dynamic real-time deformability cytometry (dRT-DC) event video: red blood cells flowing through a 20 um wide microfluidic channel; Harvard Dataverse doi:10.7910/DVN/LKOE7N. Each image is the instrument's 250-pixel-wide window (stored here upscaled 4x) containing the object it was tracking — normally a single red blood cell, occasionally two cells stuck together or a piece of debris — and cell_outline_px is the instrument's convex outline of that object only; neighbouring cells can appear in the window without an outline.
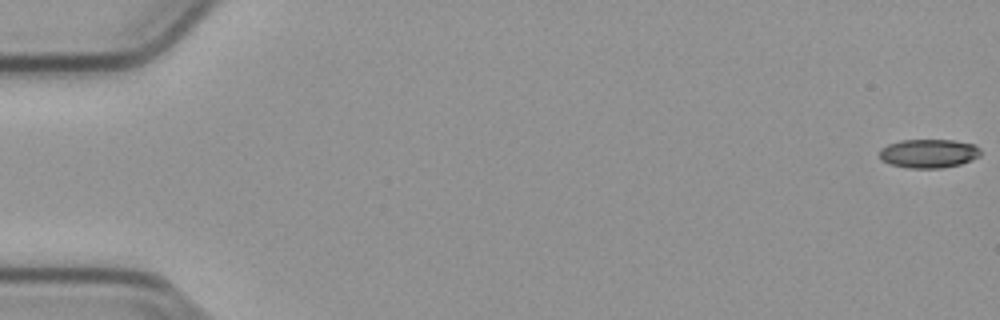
{"species": "common noctule bat (a hibernating species)", "species_latin": "Nyctalus noctula", "temperature_condition": "cold", "stored_images_in_passage": 14, "camera_frame_rate_fps": 3000, "um_per_image_px": 0.085, "animal": {"sex": "male", "body_mass_g": 23.1, "forearm_length_mm": 52.7}, "frame": {"image": 1, "passage_image": 1, "time_ms": 0.0, "image_size_px": [1000, 320], "cell_outline_px": [[980, 156], [972, 160], [960, 164], [940, 168], [908, 168], [888, 164], [880, 160], [880, 148], [888, 144], [900, 140], [952, 140], [976, 144], [980, 148]], "centroid_in_image_um": [78.93, 13.04], "position_along_channel_um": 6.1, "area_um2": 17.17}}
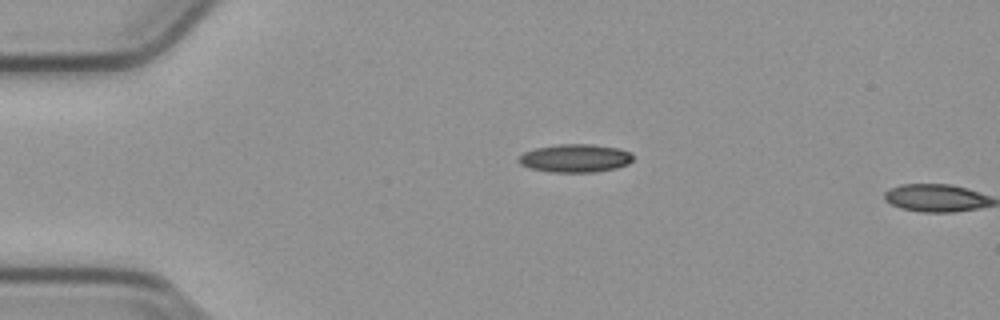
{"frame": {"image": 2, "passage_image": 13, "time_ms": 4.0, "image_size_px": [1000, 320], "cell_outline_px": [[632, 160], [628, 164], [616, 168], [596, 172], [548, 172], [528, 168], [520, 164], [516, 160], [524, 152], [536, 148], [556, 144], [592, 144], [620, 148], [632, 152]], "centroid_in_image_um": [48.88, 13.45], "position_along_channel_um": 36.1, "area_um2": 19.02}}